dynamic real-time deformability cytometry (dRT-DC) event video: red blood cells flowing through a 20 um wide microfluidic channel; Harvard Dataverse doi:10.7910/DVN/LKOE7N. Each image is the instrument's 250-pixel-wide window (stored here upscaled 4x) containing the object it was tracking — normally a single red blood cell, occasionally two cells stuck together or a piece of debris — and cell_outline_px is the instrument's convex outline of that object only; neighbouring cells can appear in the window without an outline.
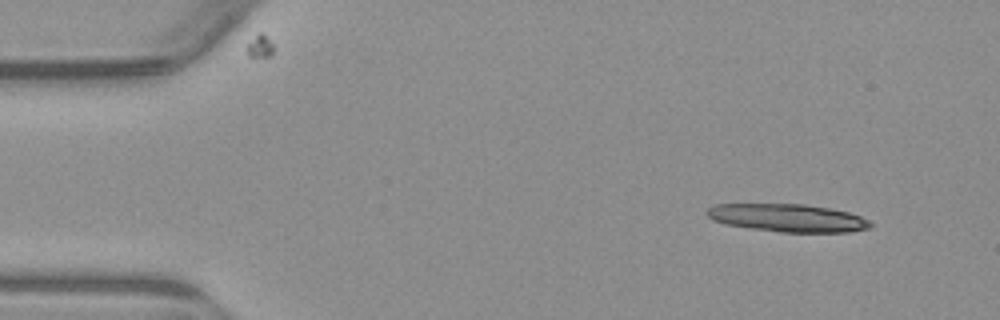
{"species": "common noctule bat (a hibernating species)", "species_latin": "Nyctalus noctula", "temperature_condition": "warm", "stored_images_in_passage": 4, "camera_frame_rate_fps": 3000, "um_per_image_px": 0.085, "animal": {"sex": "male", "body_mass_g": 23.1, "forearm_length_mm": 52.7}, "frame": {"image": 1, "passage_image": 1, "time_ms": 0.0, "image_size_px": [1000, 320], "cell_outline_px": [[872, 228], [848, 232], [780, 232], [724, 224], [712, 220], [704, 212], [708, 208], [716, 204], [804, 204], [828, 208], [848, 212], [860, 216], [868, 220], [872, 224]], "centroid_in_image_um": [66.94, 18.52], "position_along_channel_um": 18.1, "area_um2": 26.53}}